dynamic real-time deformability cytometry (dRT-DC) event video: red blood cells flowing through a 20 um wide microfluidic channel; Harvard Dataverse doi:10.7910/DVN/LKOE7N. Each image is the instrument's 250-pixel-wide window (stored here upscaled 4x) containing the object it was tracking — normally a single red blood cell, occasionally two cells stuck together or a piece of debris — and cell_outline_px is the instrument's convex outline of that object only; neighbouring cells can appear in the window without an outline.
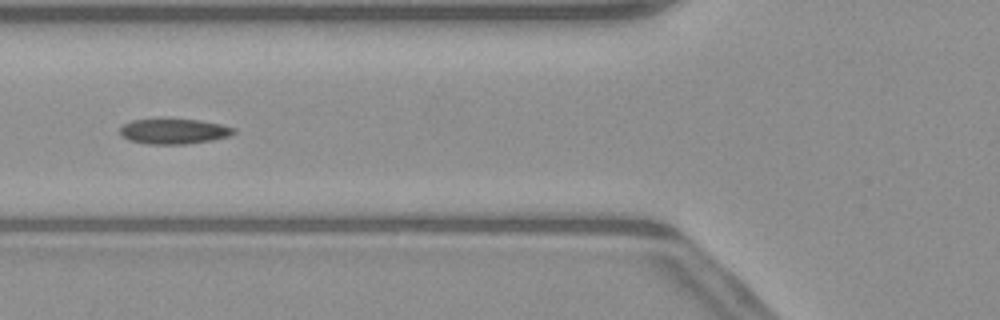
{"species": "common noctule bat (a hibernating species)", "species_latin": "Nyctalus noctula", "temperature_condition": "warm", "stored_images_in_passage": 48, "camera_frame_rate_fps": 3000, "um_per_image_px": 0.085, "animal": {"sex": "male", "body_mass_g": 23.1, "forearm_length_mm": 52.7}, "frame": {"image": 1, "passage_image": 17, "time_ms": 5.333, "image_size_px": [1000, 320], "cell_outline_px": [[236, 132], [228, 136], [212, 140], [188, 144], [148, 144], [128, 140], [120, 136], [120, 128], [124, 124], [132, 120], [164, 116], [200, 120], [220, 124], [236, 128]], "centroid_in_image_um": [14.74, 11.12], "position_along_channel_um": 111.1, "area_um2": 17.57}}
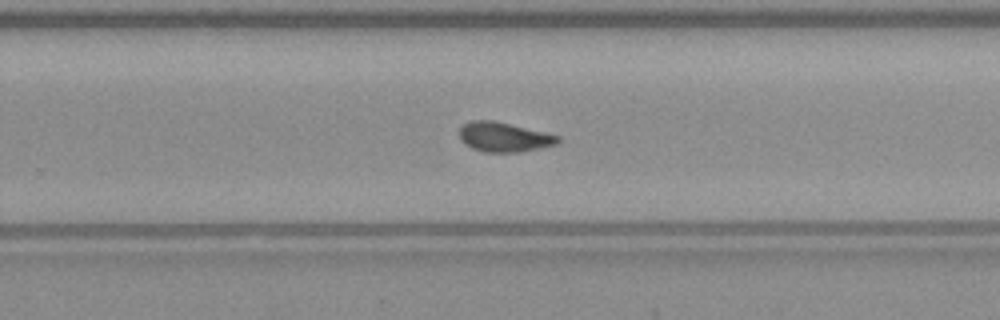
{"frame": {"image": 2, "passage_image": 30, "time_ms": 9.667, "image_size_px": [1000, 320], "cell_outline_px": [[560, 140], [556, 144], [540, 148], [520, 152], [484, 152], [472, 148], [460, 140], [460, 128], [464, 124], [472, 120], [492, 120], [544, 132], [560, 136]], "centroid_in_image_um": [42.83, 11.65], "position_along_channel_um": 287.0, "area_um2": 16.82}}
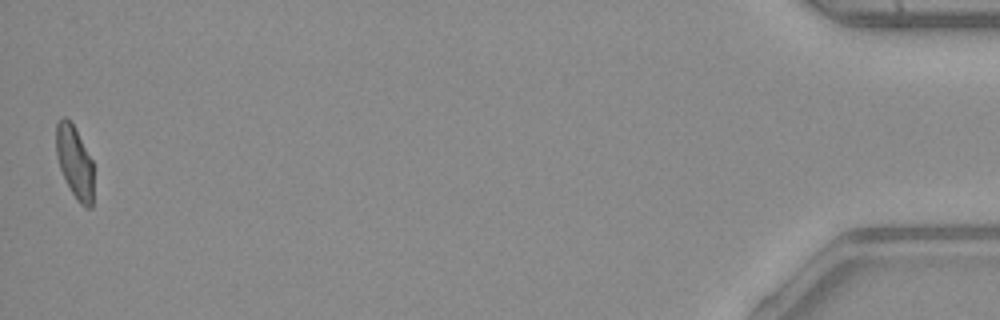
{"frame": {"image": 3, "passage_image": 48, "time_ms": 15.667, "image_size_px": [1000, 320], "cell_outline_px": [[92, 208], [88, 208], [80, 204], [76, 200], [60, 168], [56, 156], [56, 124], [60, 116], [64, 116], [72, 124], [92, 160]], "centroid_in_image_um": [6.32, 13.76], "position_along_channel_um": 428.9, "area_um2": 15.43}, "authors_computed_cell_mechanics": {"area_um2": 16.8776, "velocity_mm_per_s": 4.0588, "shape_relaxation_time_tau1_ms": null, "shape_relaxation_time_tau2_ms": 2.1668, "deformation_change_tau1": null, "deformation_change_tau2": 0.0697}}